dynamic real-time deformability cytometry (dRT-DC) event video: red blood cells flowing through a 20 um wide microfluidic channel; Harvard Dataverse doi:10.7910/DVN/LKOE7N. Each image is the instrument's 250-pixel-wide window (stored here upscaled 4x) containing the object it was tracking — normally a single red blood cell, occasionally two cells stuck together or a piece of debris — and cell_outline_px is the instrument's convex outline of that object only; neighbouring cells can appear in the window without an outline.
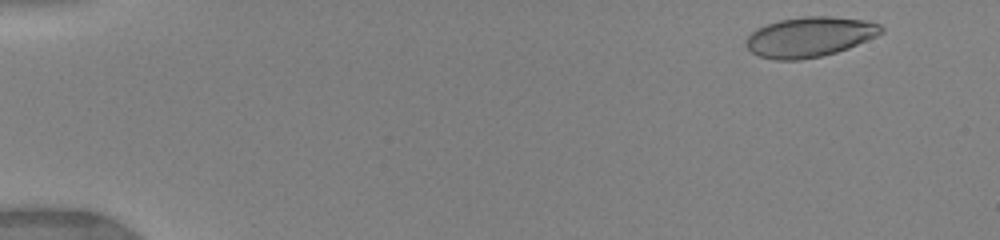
{"species": "human", "species_latin": "Homo sapiens", "temperature_condition": "warm", "stored_images_in_passage": 18, "camera_frame_rate_fps": 3000, "um_per_image_px": 0.085, "donor": {"sex": "female"}, "frame": {"image": 1, "passage_image": 3, "time_ms": 1.0, "image_size_px": [1000, 240], "cell_outline_px": [[884, 32], [876, 36], [848, 48], [836, 52], [820, 56], [800, 60], [776, 60], [760, 56], [752, 52], [744, 44], [744, 40], [756, 28], [780, 20], [804, 16], [832, 16], [868, 20], [880, 24], [884, 28]], "centroid_in_image_um": [68.83, 3.13], "position_along_channel_um": 16.2, "area_um2": 31.62}}
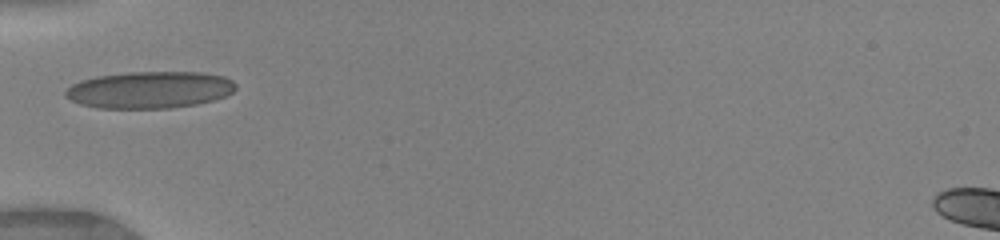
{"frame": {"image": 2, "passage_image": 11, "time_ms": 5.667, "image_size_px": [1000, 240], "cell_outline_px": [[236, 88], [232, 92], [224, 96], [212, 100], [196, 104], [172, 108], [96, 108], [80, 104], [64, 96], [64, 92], [72, 84], [80, 80], [96, 76], [128, 72], [204, 72], [224, 76], [232, 80], [236, 84]], "centroid_in_image_um": [12.71, 7.63], "position_along_channel_um": 72.3, "area_um2": 36.76}}